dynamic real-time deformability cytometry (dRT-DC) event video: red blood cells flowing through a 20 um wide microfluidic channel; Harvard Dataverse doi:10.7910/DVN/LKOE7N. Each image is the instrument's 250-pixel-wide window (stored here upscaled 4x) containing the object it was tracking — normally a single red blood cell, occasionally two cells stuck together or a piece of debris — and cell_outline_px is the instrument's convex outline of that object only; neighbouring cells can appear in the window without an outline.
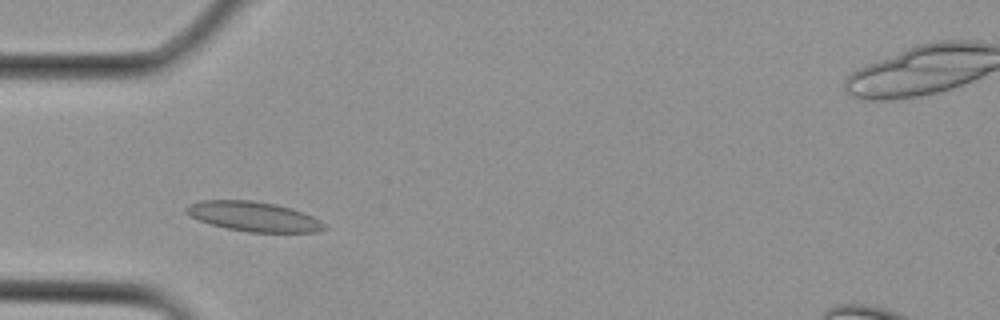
{"species": "Egyptian fruit bat (a non-hibernating species)", "species_latin": "Rousettus aegyptiacus", "temperature_condition": "cold", "stored_images_in_passage": 1, "camera_frame_rate_fps": 3000, "um_per_image_px": 0.085, "animal": {"sex": "female"}, "frame": {"image": 1, "passage_image": 1, "time_ms": 0.0, "image_size_px": [1000, 320], "cell_outline_px": [[328, 228], [316, 232], [248, 232], [228, 228], [212, 224], [188, 216], [184, 212], [184, 208], [188, 204], [200, 200], [252, 200], [276, 204], [292, 208], [312, 216], [320, 220]], "centroid_in_image_um": [21.53, 18.39], "position_along_channel_um": 63.5, "area_um2": 23.99}}